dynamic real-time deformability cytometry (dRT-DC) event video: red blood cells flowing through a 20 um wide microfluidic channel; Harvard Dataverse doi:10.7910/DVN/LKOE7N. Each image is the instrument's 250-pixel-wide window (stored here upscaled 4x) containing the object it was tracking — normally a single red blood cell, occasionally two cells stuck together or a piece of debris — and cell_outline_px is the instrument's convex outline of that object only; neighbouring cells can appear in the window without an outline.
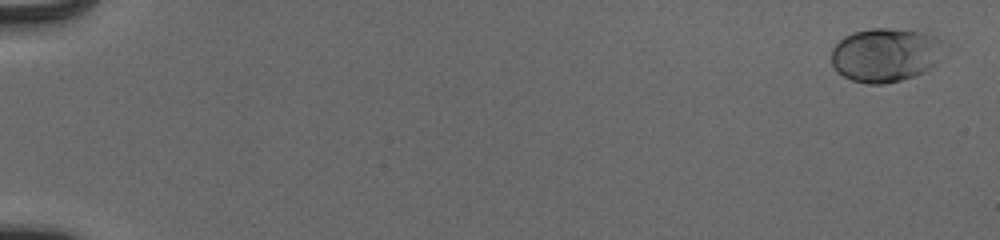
{"species": "human", "species_latin": "Homo sapiens", "temperature_condition": "cold", "stored_images_in_passage": 55, "camera_frame_rate_fps": 3000, "um_per_image_px": 0.085, "donor": {"sex": "male"}, "frame": {"image": 1, "passage_image": 2, "time_ms": 0.333, "image_size_px": [1000, 240], "cell_outline_px": [[940, 40], [932, 64], [924, 72], [900, 80], [884, 84], [868, 84], [852, 80], [836, 72], [832, 64], [832, 48], [844, 36], [852, 32], [872, 28], [892, 28], [924, 32], [936, 36]], "centroid_in_image_um": [75.13, 4.66], "position_along_channel_um": 9.9, "area_um2": 34.56}}
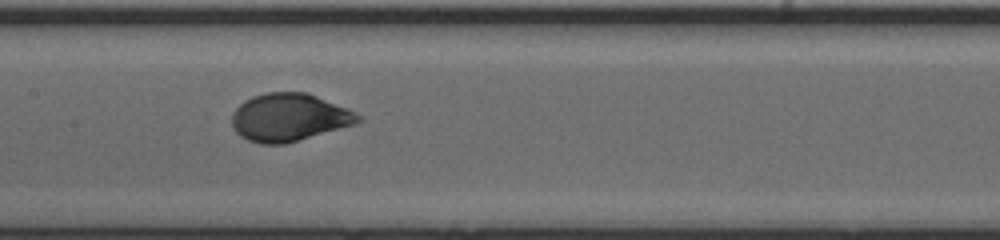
{"frame": {"image": 2, "passage_image": 30, "time_ms": 9.667, "image_size_px": [1000, 240], "cell_outline_px": [[364, 120], [352, 124], [284, 144], [260, 144], [248, 140], [240, 136], [232, 128], [232, 112], [244, 100], [252, 96], [268, 92], [308, 92], [348, 108], [360, 116]], "centroid_in_image_um": [24.53, 9.96], "position_along_channel_um": 182.9, "area_um2": 34.97}}
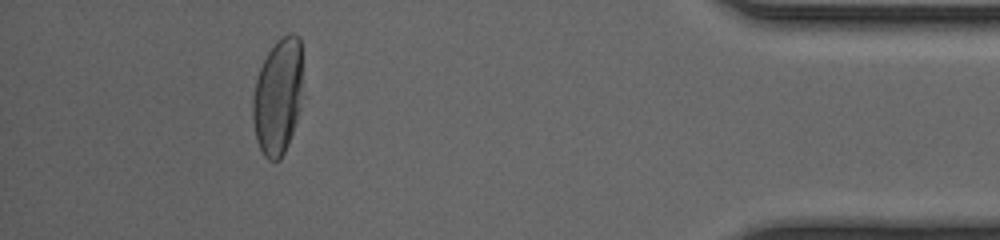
{"frame": {"image": 3, "passage_image": 51, "time_ms": 16.667, "image_size_px": [1000, 240], "cell_outline_px": [[300, 108], [288, 144], [280, 160], [268, 160], [264, 156], [256, 140], [252, 120], [252, 96], [256, 80], [260, 68], [268, 52], [288, 32], [292, 32], [300, 36]], "centroid_in_image_um": [23.58, 8.25], "position_along_channel_um": 411.6, "area_um2": 33.35}, "authors_computed_cell_mechanics": {"area_um2": 34.5644, "velocity_mm_per_s": 3.9101, "shape_relaxation_time_tau1_ms": 2.9947, "shape_relaxation_time_tau2_ms": null, "deformation_change_tau1": 0.1569, "deformation_change_tau2": null}}